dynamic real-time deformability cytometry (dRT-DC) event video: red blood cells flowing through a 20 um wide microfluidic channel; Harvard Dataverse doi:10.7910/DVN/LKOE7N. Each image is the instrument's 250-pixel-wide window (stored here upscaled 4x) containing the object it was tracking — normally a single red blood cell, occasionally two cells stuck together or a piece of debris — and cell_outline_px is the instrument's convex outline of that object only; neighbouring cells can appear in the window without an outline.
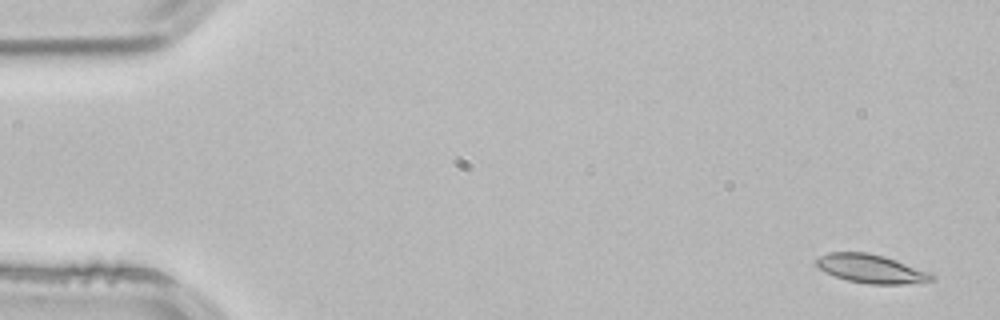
{"species": "common noctule bat (a hibernating species)", "species_latin": "Nyctalus noctula", "temperature_condition": "room temperature", "stored_images_in_passage": 4, "camera_frame_rate_fps": 3000, "um_per_image_px": 0.085, "animal": {"sex": "male", "body_mass_g": 21.5, "forearm_length_mm": 52.0}, "frame": {"image": 1, "passage_image": 1, "time_ms": 0.0, "image_size_px": [1000, 320], "cell_outline_px": [[936, 280], [904, 284], [868, 284], [848, 280], [824, 272], [816, 264], [816, 260], [820, 256], [828, 252], [868, 252], [884, 256], [932, 272], [936, 276]], "centroid_in_image_um": [74.1, 22.84], "position_along_channel_um": 10.9, "area_um2": 19.36}}